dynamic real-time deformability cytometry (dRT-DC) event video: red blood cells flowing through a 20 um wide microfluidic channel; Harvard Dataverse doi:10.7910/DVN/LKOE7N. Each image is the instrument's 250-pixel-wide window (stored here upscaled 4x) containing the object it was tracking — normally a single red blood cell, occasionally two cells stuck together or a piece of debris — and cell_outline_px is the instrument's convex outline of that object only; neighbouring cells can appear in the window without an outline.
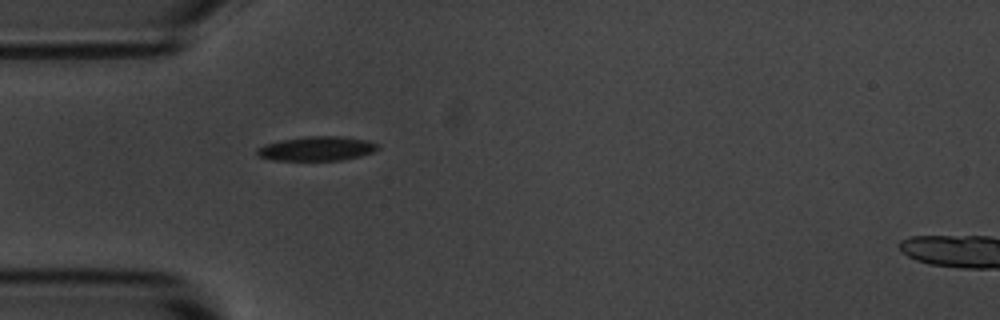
{"species": "common noctule bat (a hibernating species)", "species_latin": "Nyctalus noctula", "temperature_condition": "room temperature", "stored_images_in_passage": 2, "segment_of_instrument_passage": [1, 2], "camera_frame_rate_fps": 3000, "um_per_image_px": 0.085, "animal": {"sex": "male", "body_mass_g": 20.1, "forearm_length_mm": 53.5}, "frame": {"image": 1, "passage_image": 1, "time_ms": 0.0, "image_size_px": [1000, 320], "cell_outline_px": [[380, 148], [372, 152], [360, 156], [340, 160], [272, 160], [260, 156], [256, 152], [256, 148], [264, 144], [280, 140], [312, 136], [340, 136], [364, 140], [380, 144]], "centroid_in_image_um": [26.92, 12.63], "position_along_channel_um": 58.1, "area_um2": 16.99}}